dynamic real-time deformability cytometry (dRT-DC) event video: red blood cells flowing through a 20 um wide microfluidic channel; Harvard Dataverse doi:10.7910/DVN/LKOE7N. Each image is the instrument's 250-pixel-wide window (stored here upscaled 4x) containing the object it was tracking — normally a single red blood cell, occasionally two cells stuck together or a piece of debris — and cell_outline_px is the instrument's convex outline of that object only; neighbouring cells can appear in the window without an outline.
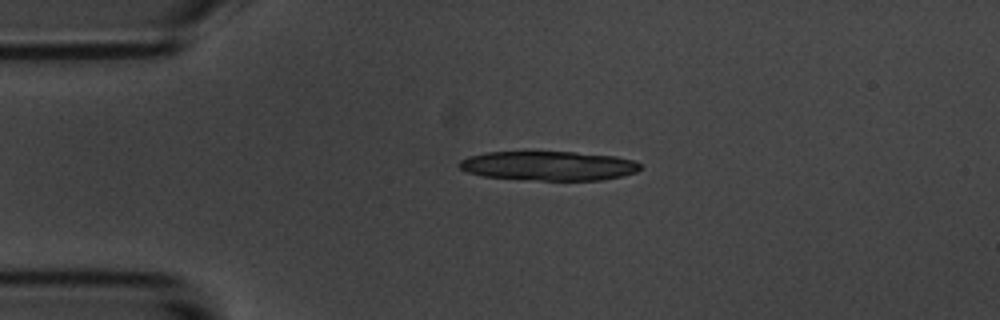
{"species": "common noctule bat (a hibernating species)", "species_latin": "Nyctalus noctula", "temperature_condition": "room temperature", "stored_images_in_passage": 47, "segment_of_instrument_passage": [1, 2], "camera_frame_rate_fps": 3000, "um_per_image_px": 0.085, "animal": {"sex": "male", "body_mass_g": 20.1, "forearm_length_mm": 53.5}, "frame": {"image": 1, "passage_image": 4, "time_ms": 1.0, "image_size_px": [1000, 320], "cell_outline_px": [[640, 168], [636, 172], [604, 180], [540, 180], [484, 176], [468, 172], [460, 168], [456, 164], [460, 160], [468, 156], [484, 152], [576, 152], [616, 156], [632, 160], [640, 164]], "centroid_in_image_um": [46.61, 14.08], "position_along_channel_um": 38.4, "area_um2": 30.81}}